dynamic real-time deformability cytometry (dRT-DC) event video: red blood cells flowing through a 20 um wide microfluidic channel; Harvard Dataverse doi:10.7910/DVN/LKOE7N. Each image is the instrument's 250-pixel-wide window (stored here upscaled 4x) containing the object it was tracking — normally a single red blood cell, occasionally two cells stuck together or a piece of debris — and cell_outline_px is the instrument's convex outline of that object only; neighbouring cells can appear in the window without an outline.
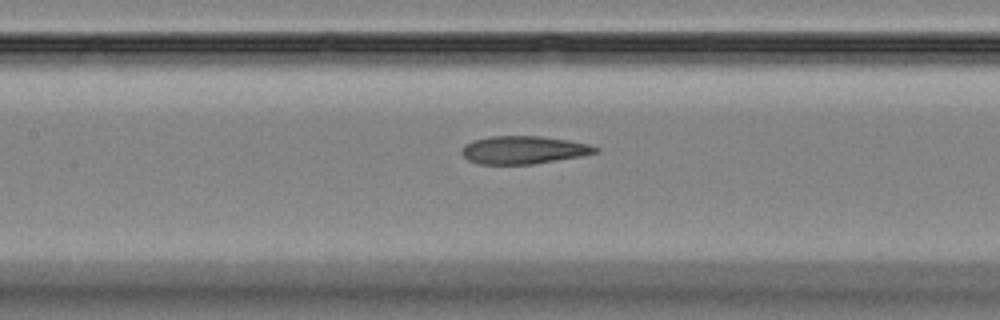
{"species": "Egyptian fruit bat (a non-hibernating species)", "species_latin": "Rousettus aegyptiacus", "temperature_condition": "room temperature", "stored_images_in_passage": 33, "camera_frame_rate_fps": 3000, "um_per_image_px": 0.085, "animal": {"sex": "female"}, "frame": {"image": 1, "passage_image": 13, "time_ms": 4.0, "image_size_px": [1000, 320], "cell_outline_px": [[600, 152], [580, 156], [532, 164], [480, 164], [468, 160], [460, 152], [464, 144], [472, 140], [492, 136], [540, 136], [568, 140], [588, 144], [600, 148]], "centroid_in_image_um": [44.49, 12.74], "position_along_channel_um": 162.9, "area_um2": 21.73}}
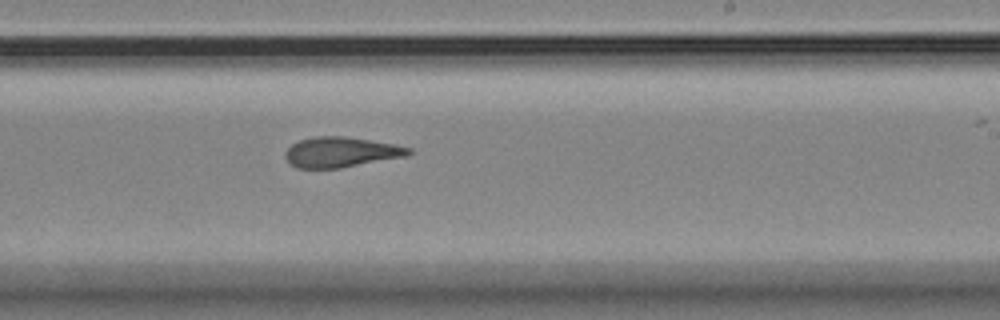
{"frame": {"image": 2, "passage_image": 21, "time_ms": 6.667, "image_size_px": [1000, 320], "cell_outline_px": [[412, 152], [408, 156], [340, 168], [296, 168], [284, 156], [284, 152], [292, 144], [300, 140], [316, 136], [344, 136], [396, 144], [412, 148]], "centroid_in_image_um": [29.01, 12.93], "position_along_channel_um": 260.0, "area_um2": 21.79}}
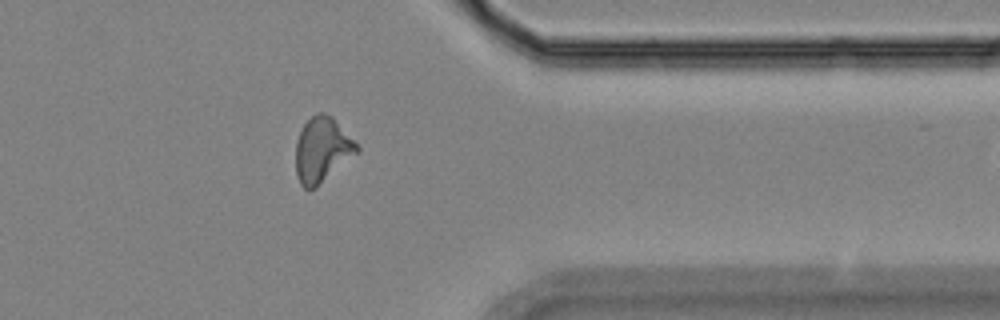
{"frame": {"image": 3, "passage_image": 32, "time_ms": 10.333, "image_size_px": [1000, 320], "cell_outline_px": [[360, 152], [316, 188], [304, 188], [300, 184], [296, 172], [296, 140], [304, 124], [316, 112], [324, 112], [332, 116], [360, 148]], "centroid_in_image_um": [27.39, 12.74], "position_along_channel_um": 384.0, "area_um2": 23.24}}